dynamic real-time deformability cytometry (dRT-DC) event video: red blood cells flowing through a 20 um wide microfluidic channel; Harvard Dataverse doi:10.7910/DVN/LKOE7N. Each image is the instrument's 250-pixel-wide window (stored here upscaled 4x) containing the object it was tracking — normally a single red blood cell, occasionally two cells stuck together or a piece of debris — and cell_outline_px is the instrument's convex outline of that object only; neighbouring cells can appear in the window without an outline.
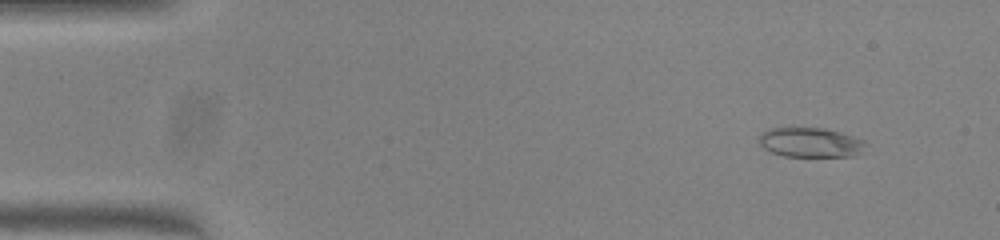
{"species": "common noctule bat (a hibernating species)", "species_latin": "Nyctalus noctula", "temperature_condition": "warm", "stored_images_in_passage": 47, "camera_frame_rate_fps": 3000, "um_per_image_px": 0.085, "animal": {"sex": "female", "body_mass_g": 23.0, "forearm_length_mm": 53.4}, "frame": {"image": 1, "passage_image": 1, "time_ms": 0.0, "image_size_px": [1000, 240], "cell_outline_px": [[864, 144], [856, 156], [784, 156], [772, 152], [764, 148], [760, 144], [760, 132], [768, 128], [824, 128], [840, 132], [864, 140]], "centroid_in_image_um": [68.84, 12.1], "position_along_channel_um": 16.2, "area_um2": 18.15}}
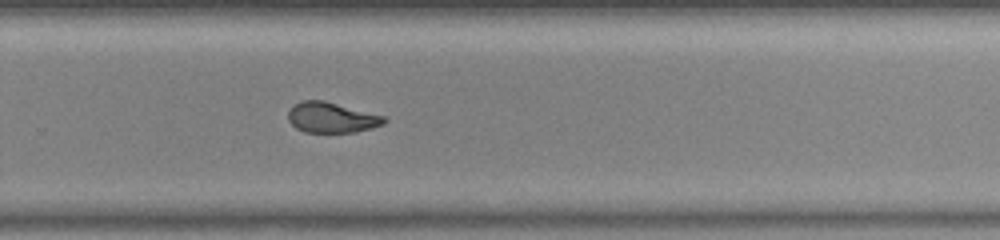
{"frame": {"image": 2, "passage_image": 30, "time_ms": 9.667, "image_size_px": [1000, 240], "cell_outline_px": [[388, 120], [384, 124], [372, 128], [356, 132], [304, 132], [296, 128], [288, 120], [288, 112], [296, 104], [304, 100], [324, 100], [384, 116]], "centroid_in_image_um": [28.2, 10.0], "position_along_channel_um": 301.6, "area_um2": 16.94}}
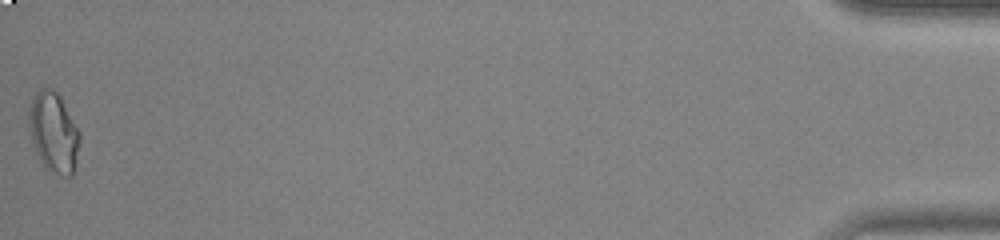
{"frame": {"image": 3, "passage_image": 47, "time_ms": 15.333, "image_size_px": [1000, 240], "cell_outline_px": [[80, 140], [72, 176], [68, 176], [48, 172], [40, 160], [32, 144], [28, 120], [28, 112], [32, 100], [36, 92], [40, 88], [52, 88], [60, 96], [80, 132]], "centroid_in_image_um": [4.54, 11.25], "position_along_channel_um": 430.7, "area_um2": 23.7}, "authors_computed_cell_mechanics": {"area_um2": 18.1492, "velocity_mm_per_s": 4.0577, "shape_relaxation_time_tau1_ms": 11.3001, "shape_relaxation_time_tau2_ms": 2.1253, "deformation_change_tau1": 0.3166, "deformation_change_tau2": 0.0776}}